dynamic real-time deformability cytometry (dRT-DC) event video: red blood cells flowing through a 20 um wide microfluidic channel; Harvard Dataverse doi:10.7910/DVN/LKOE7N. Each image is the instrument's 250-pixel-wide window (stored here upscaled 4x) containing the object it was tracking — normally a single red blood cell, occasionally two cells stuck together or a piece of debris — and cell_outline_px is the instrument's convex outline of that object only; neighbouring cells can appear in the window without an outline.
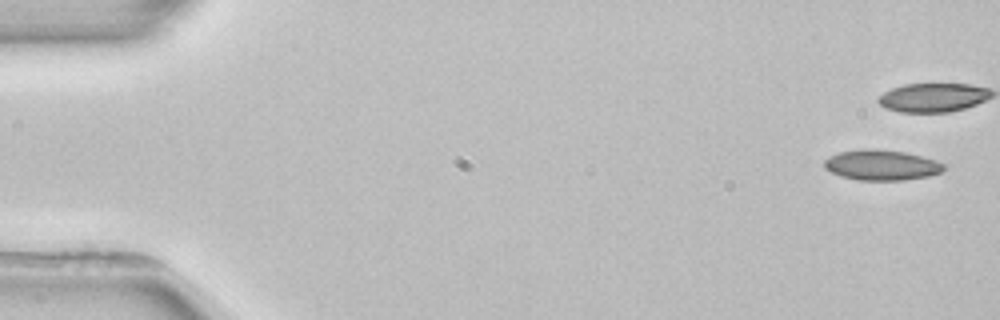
{"species": "common noctule bat (a hibernating species)", "species_latin": "Nyctalus noctula", "temperature_condition": "room temperature", "stored_images_in_passage": 5, "camera_frame_rate_fps": 3000, "um_per_image_px": 0.085, "animal": {"sex": "female", "body_mass_g": 22.7, "forearm_length_mm": 54.2}, "frame": {"image": 1, "passage_image": 1, "time_ms": 0.0, "image_size_px": [1000, 320], "cell_outline_px": [[944, 172], [928, 176], [904, 180], [856, 180], [840, 176], [824, 168], [824, 160], [828, 156], [840, 152], [872, 148], [904, 152], [936, 160], [944, 164]], "centroid_in_image_um": [74.92, 14.04], "position_along_channel_um": 10.1, "area_um2": 21.15}}
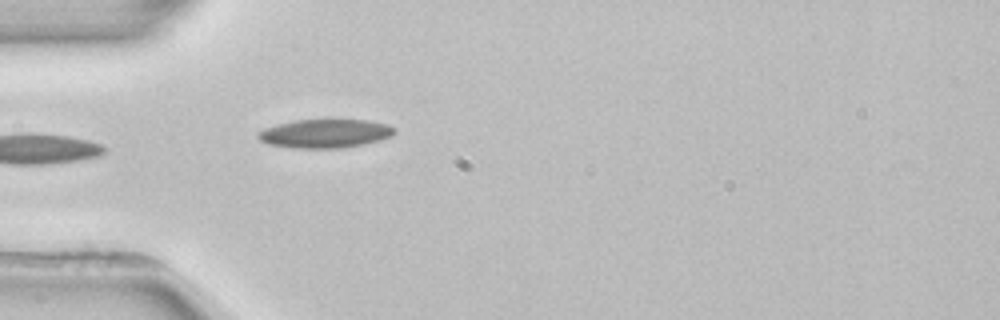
{"frame": {"image": 2, "passage_image": 5, "time_ms": 5.333, "image_size_px": [1000, 320], "cell_outline_px": [[396, 132], [392, 136], [380, 140], [364, 144], [340, 148], [292, 148], [268, 144], [260, 140], [256, 136], [256, 132], [264, 128], [296, 120], [368, 120], [388, 124], [396, 128]], "centroid_in_image_um": [27.65, 11.35], "position_along_channel_um": 57.4, "area_um2": 22.89}}